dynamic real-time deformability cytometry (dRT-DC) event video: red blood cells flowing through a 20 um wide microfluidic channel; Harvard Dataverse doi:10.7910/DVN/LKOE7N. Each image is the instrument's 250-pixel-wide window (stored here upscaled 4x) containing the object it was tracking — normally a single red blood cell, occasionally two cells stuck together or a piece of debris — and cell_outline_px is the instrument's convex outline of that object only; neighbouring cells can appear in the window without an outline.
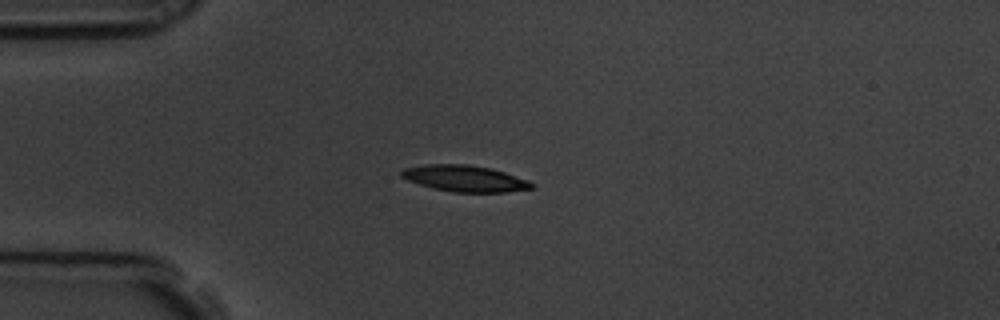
{"species": "common noctule bat (a hibernating species)", "species_latin": "Nyctalus noctula", "temperature_condition": "room temperature", "stored_images_in_passage": 3, "camera_frame_rate_fps": 3000, "um_per_image_px": 0.085, "animal": {"sex": "male", "body_mass_g": 19.5, "forearm_length_mm": 54.6}, "frame": {"image": 1, "passage_image": 1, "time_ms": 0.0, "image_size_px": [1000, 320], "cell_outline_px": [[532, 188], [508, 192], [452, 192], [432, 188], [408, 180], [400, 176], [400, 172], [404, 168], [424, 164], [468, 164], [492, 168], [528, 180], [532, 184]], "centroid_in_image_um": [39.48, 15.16], "position_along_channel_um": 45.5, "area_um2": 19.94}}
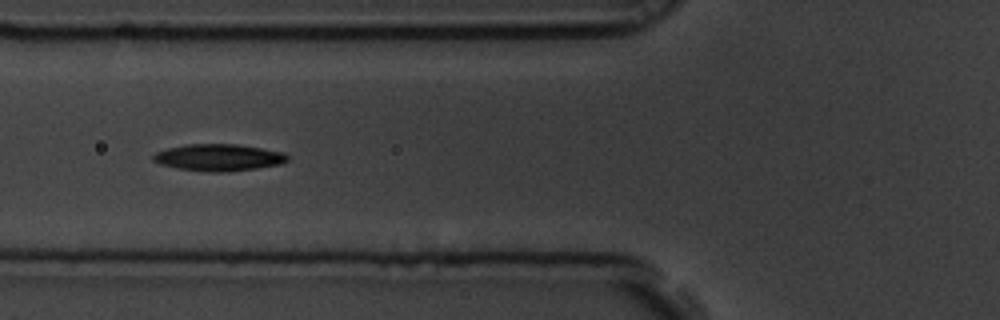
{"frame": {"image": 2, "passage_image": 3, "time_ms": 0.667, "image_size_px": [1000, 320], "cell_outline_px": [[288, 160], [280, 164], [256, 168], [228, 172], [208, 172], [176, 168], [160, 164], [152, 160], [152, 156], [156, 152], [168, 148], [188, 144], [236, 144], [284, 152], [288, 156]], "centroid_in_image_um": [18.57, 13.39], "position_along_channel_um": 107.2, "area_um2": 20.98}}